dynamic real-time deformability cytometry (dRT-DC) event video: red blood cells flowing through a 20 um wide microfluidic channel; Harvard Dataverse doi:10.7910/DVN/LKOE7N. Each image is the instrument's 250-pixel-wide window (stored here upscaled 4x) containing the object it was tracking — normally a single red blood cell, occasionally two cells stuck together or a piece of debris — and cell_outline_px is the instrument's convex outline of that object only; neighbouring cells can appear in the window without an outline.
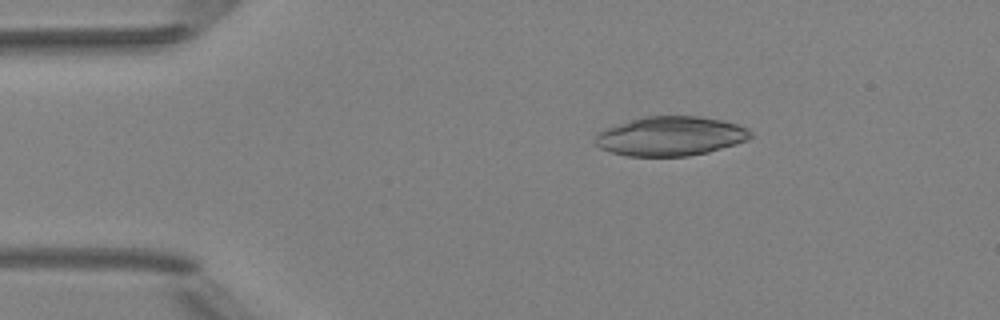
{"species": "Egyptian fruit bat (a non-hibernating species)", "species_latin": "Rousettus aegyptiacus", "temperature_condition": "room temperature", "stored_images_in_passage": 5, "camera_frame_rate_fps": 3000, "um_per_image_px": 0.085, "animal": {"sex": "female"}, "frame": {"image": 1, "passage_image": 2, "time_ms": 1.333, "image_size_px": [1000, 320], "cell_outline_px": [[752, 136], [748, 140], [736, 144], [708, 152], [688, 156], [628, 156], [612, 152], [600, 148], [596, 144], [596, 136], [600, 132], [616, 124], [644, 116], [700, 116], [724, 120], [748, 128], [752, 132]], "centroid_in_image_um": [57.04, 11.57], "position_along_channel_um": 28.0, "area_um2": 35.55}}
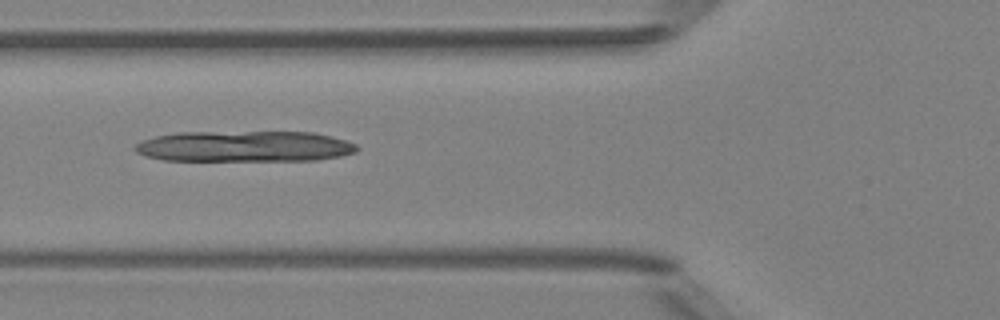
{"frame": {"image": 2, "passage_image": 5, "time_ms": 4.667, "image_size_px": [1000, 320], "cell_outline_px": [[360, 148], [356, 152], [340, 156], [316, 160], [164, 160], [144, 156], [136, 152], [132, 148], [136, 144], [144, 140], [156, 136], [176, 132], [312, 132], [344, 140], [356, 144]], "centroid_in_image_um": [20.76, 12.44], "position_along_channel_um": 105.0, "area_um2": 39.88}}